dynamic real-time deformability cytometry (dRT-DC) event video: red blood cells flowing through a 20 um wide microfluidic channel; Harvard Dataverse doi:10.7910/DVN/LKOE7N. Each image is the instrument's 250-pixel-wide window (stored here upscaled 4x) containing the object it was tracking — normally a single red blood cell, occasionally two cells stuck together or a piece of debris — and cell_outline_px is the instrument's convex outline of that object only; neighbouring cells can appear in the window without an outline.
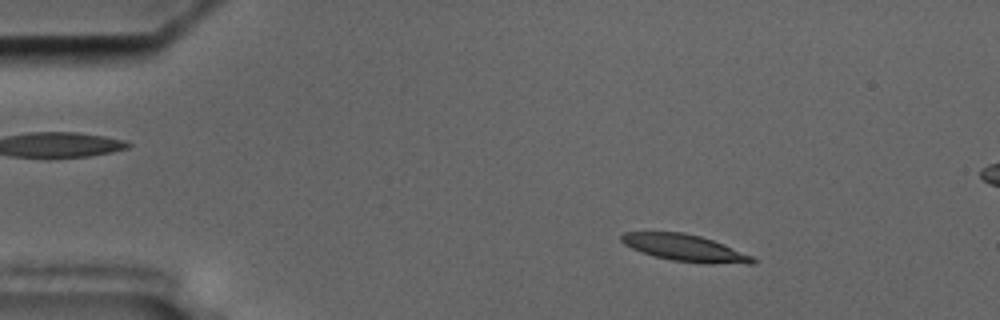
{"species": "common noctule bat (a hibernating species)", "species_latin": "Nyctalus noctula", "temperature_condition": "cold", "stored_images_in_passage": 57, "camera_frame_rate_fps": 3000, "um_per_image_px": 0.085, "animal": {"sex": "male", "body_mass_g": 17.5, "forearm_length_mm": 52.3}, "frame": {"image": 1, "passage_image": 9, "time_ms": 2.667, "image_size_px": [1000, 320], "cell_outline_px": [[756, 264], [708, 264], [672, 260], [656, 256], [632, 248], [624, 244], [620, 240], [620, 236], [624, 232], [684, 232], [700, 236], [712, 240], [752, 256], [756, 260]], "centroid_in_image_um": [58.24, 21.08], "position_along_channel_um": 26.8, "area_um2": 20.29}}
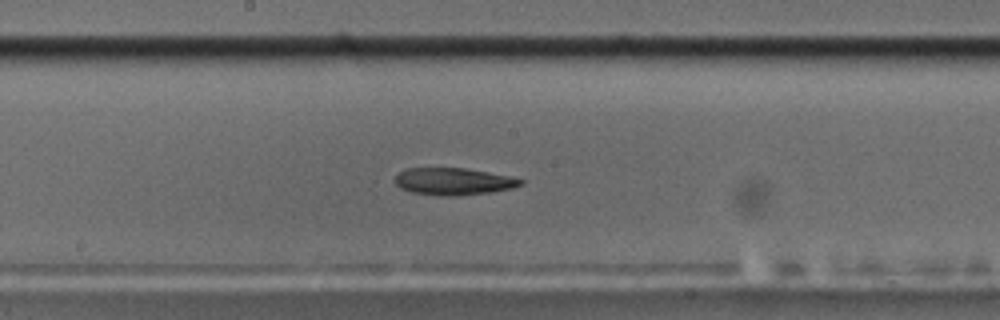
{"frame": {"image": 2, "passage_image": 30, "time_ms": 9.667, "image_size_px": [1000, 320], "cell_outline_px": [[524, 184], [512, 188], [492, 192], [452, 196], [436, 196], [412, 192], [400, 188], [392, 180], [404, 168], [464, 168], [488, 172], [508, 176], [524, 180]], "centroid_in_image_um": [38.51, 15.42], "position_along_channel_um": 209.7, "area_um2": 19.94}}
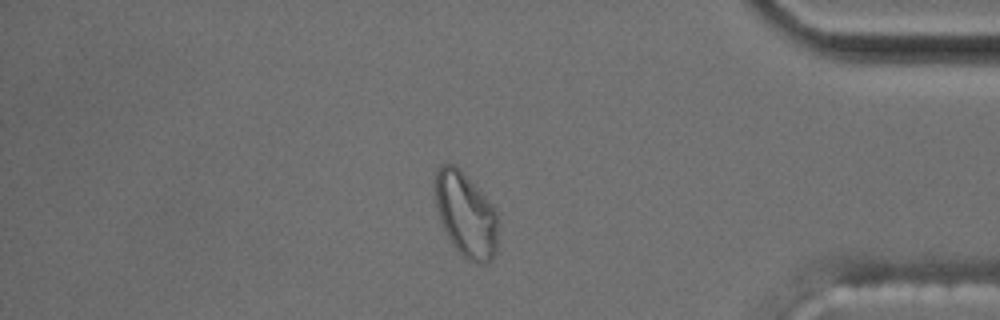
{"frame": {"image": 3, "passage_image": 48, "time_ms": 15.667, "image_size_px": [1000, 320], "cell_outline_px": [[496, 252], [492, 260], [476, 264], [472, 264], [456, 248], [448, 236], [440, 220], [432, 188], [432, 180], [436, 168], [440, 164], [452, 164], [484, 196], [496, 212]], "centroid_in_image_um": [39.53, 18.24], "position_along_channel_um": 395.7, "area_um2": 30.52}}